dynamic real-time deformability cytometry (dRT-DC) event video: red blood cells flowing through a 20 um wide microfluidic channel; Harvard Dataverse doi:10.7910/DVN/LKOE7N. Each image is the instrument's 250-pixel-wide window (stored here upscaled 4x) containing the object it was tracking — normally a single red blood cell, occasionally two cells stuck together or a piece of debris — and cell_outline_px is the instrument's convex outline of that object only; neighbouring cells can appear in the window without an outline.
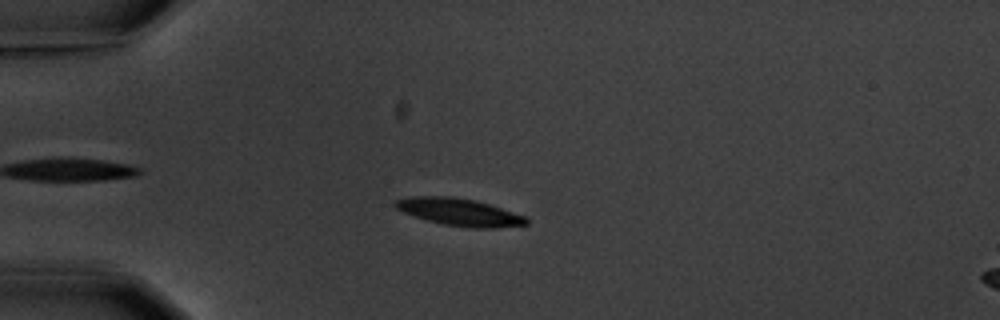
{"species": "common noctule bat (a hibernating species)", "species_latin": "Nyctalus noctula", "temperature_condition": "warm", "stored_images_in_passage": 6, "camera_frame_rate_fps": 3000, "um_per_image_px": 0.085, "animal": {"sex": "male", "body_mass_g": 20.1, "forearm_length_mm": 53.5}, "frame": {"image": 1, "passage_image": 5, "time_ms": 4.667, "image_size_px": [1000, 320], "cell_outline_px": [[528, 224], [496, 228], [472, 228], [444, 224], [428, 220], [404, 212], [396, 208], [392, 204], [392, 200], [412, 196], [452, 196], [476, 200], [528, 216]], "centroid_in_image_um": [39.07, 18.01], "position_along_channel_um": 45.9, "area_um2": 20.98}}